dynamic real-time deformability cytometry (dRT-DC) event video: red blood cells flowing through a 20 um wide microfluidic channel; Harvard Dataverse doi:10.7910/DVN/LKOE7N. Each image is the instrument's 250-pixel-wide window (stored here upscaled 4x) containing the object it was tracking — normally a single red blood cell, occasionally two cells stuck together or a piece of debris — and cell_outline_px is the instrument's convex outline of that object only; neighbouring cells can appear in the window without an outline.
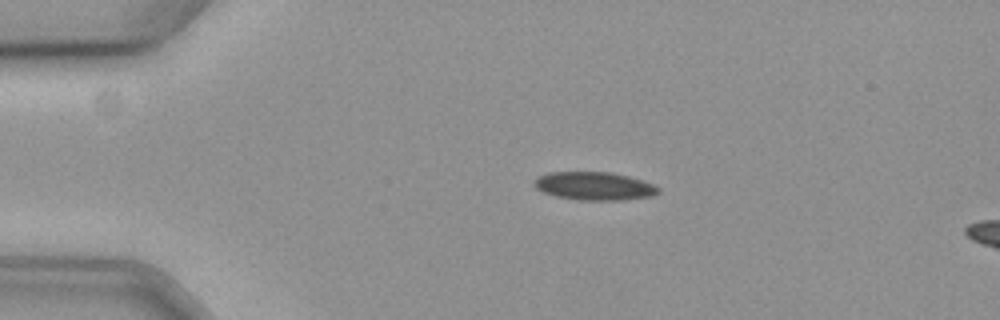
{"species": "common noctule bat (a hibernating species)", "species_latin": "Nyctalus noctula", "temperature_condition": "cold", "stored_images_in_passage": 17, "camera_frame_rate_fps": 3000, "um_per_image_px": 0.085, "animal": {"sex": "female", "body_mass_g": 19.3, "forearm_length_mm": 54.1}, "frame": {"image": 1, "passage_image": 12, "time_ms": 3.667, "image_size_px": [1000, 320], "cell_outline_px": [[660, 192], [652, 196], [620, 200], [580, 200], [556, 196], [544, 192], [536, 188], [532, 184], [532, 180], [536, 176], [548, 172], [612, 172], [644, 180], [660, 188]], "centroid_in_image_um": [50.49, 15.8], "position_along_channel_um": 34.5, "area_um2": 20.58}}